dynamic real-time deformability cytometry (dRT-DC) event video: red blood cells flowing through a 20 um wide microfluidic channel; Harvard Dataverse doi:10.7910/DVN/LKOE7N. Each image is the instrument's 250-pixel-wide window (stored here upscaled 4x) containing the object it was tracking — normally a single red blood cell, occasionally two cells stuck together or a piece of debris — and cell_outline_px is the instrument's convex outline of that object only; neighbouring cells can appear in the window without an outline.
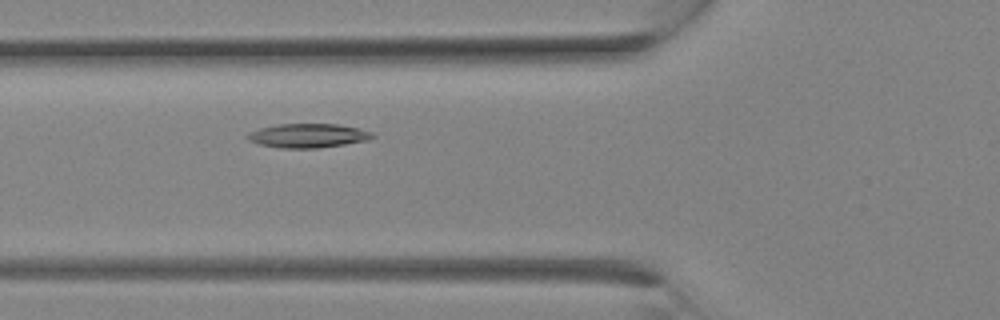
{"species": "Egyptian fruit bat (a non-hibernating species)", "species_latin": "Rousettus aegyptiacus", "temperature_condition": "room temperature", "stored_images_in_passage": 5, "camera_frame_rate_fps": 3000, "um_per_image_px": 0.085, "animal": {"sex": "female"}, "frame": {"image": 1, "passage_image": 5, "time_ms": 1.333, "image_size_px": [1000, 320], "cell_outline_px": [[376, 136], [368, 140], [344, 144], [316, 148], [280, 148], [260, 144], [248, 140], [244, 136], [248, 132], [260, 128], [276, 124], [336, 124], [356, 128], [372, 132]], "centroid_in_image_um": [26.13, 11.53], "position_along_channel_um": 99.7, "area_um2": 17.46}}